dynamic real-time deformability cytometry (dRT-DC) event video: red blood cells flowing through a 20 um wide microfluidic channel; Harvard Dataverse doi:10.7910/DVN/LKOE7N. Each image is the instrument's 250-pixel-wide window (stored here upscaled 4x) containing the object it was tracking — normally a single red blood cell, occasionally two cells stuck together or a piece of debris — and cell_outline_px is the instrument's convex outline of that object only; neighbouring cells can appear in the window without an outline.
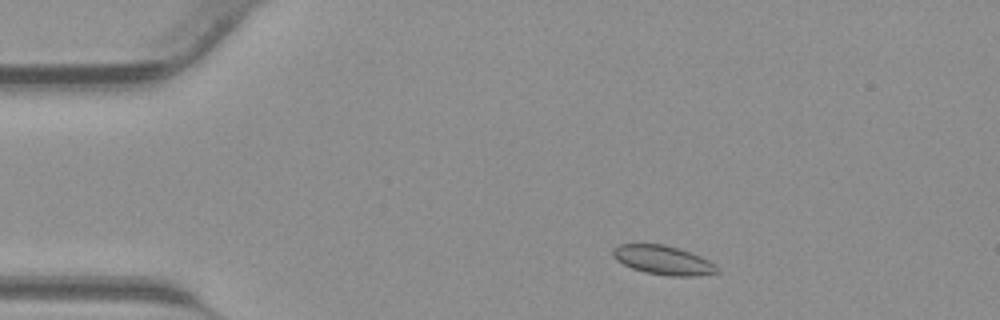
{"species": "common noctule bat (a hibernating species)", "species_latin": "Nyctalus noctula", "temperature_condition": "warm", "stored_images_in_passage": 39, "camera_frame_rate_fps": 3000, "um_per_image_px": 0.085, "animal": {"sex": "male", "body_mass_g": 23.1, "forearm_length_mm": 52.7}, "frame": {"image": 1, "passage_image": 4, "time_ms": 1.0, "image_size_px": [1000, 320], "cell_outline_px": [[720, 272], [696, 276], [668, 276], [644, 272], [632, 268], [616, 260], [612, 256], [612, 248], [620, 244], [664, 244], [700, 256], [716, 264], [720, 268]], "centroid_in_image_um": [56.37, 22.12], "position_along_channel_um": 28.6, "area_um2": 17.69}}
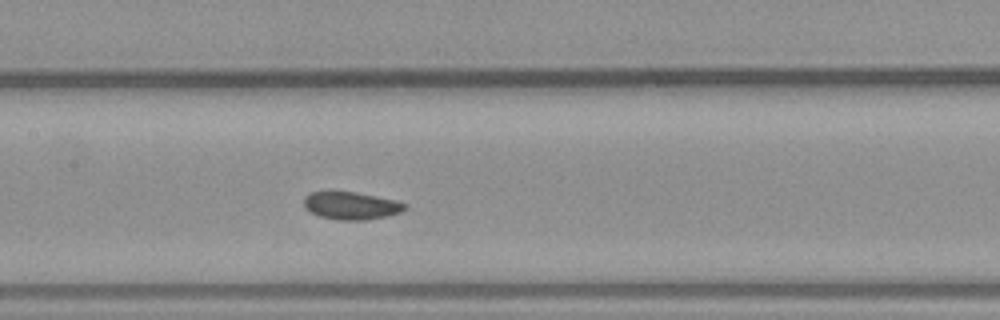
{"frame": {"image": 2, "passage_image": 17, "time_ms": 5.333, "image_size_px": [1000, 320], "cell_outline_px": [[408, 208], [400, 212], [388, 216], [364, 220], [336, 220], [320, 216], [304, 208], [304, 196], [308, 192], [356, 192], [396, 200], [408, 204]], "centroid_in_image_um": [29.87, 17.48], "position_along_channel_um": 177.5, "area_um2": 16.36}}
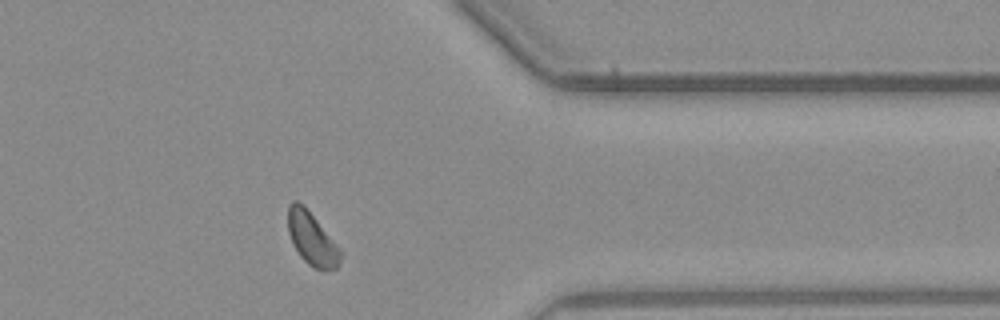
{"frame": {"image": 3, "passage_image": 31, "time_ms": 10.0, "image_size_px": [1000, 320], "cell_outline_px": [[344, 252], [340, 264], [336, 268], [324, 272], [308, 264], [300, 256], [288, 232], [288, 204], [292, 200], [296, 200], [304, 204]], "centroid_in_image_um": [26.55, 20.29], "position_along_channel_um": 384.8, "area_um2": 16.53}}